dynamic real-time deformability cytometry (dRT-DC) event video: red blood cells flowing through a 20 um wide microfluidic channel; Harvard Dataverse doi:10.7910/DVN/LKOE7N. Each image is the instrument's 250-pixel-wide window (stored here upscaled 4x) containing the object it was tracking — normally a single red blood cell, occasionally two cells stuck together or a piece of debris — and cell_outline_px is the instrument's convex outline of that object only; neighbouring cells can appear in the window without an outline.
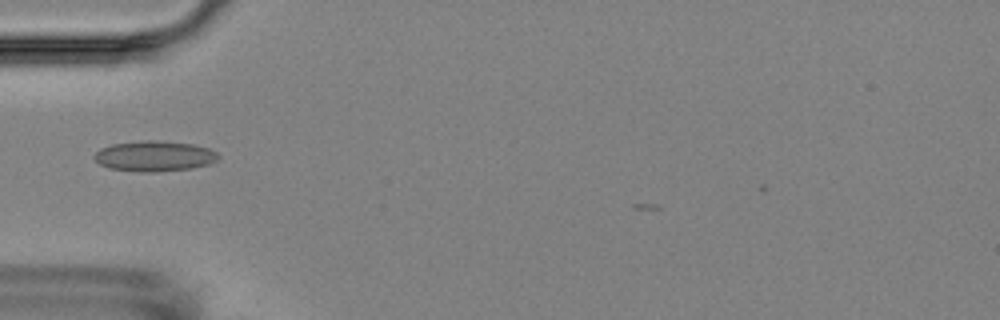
{"species": "Egyptian fruit bat (a non-hibernating species)", "species_latin": "Rousettus aegyptiacus", "temperature_condition": "room temperature", "stored_images_in_passage": 3, "camera_frame_rate_fps": 3000, "um_per_image_px": 0.085, "animal": {"sex": "female"}, "frame": {"image": 1, "passage_image": 3, "time_ms": 2.333, "image_size_px": [1000, 320], "cell_outline_px": [[220, 156], [216, 160], [208, 164], [192, 168], [156, 172], [140, 172], [108, 168], [100, 164], [92, 156], [100, 148], [112, 144], [144, 140], [156, 140], [192, 144], [208, 148], [216, 152]], "centroid_in_image_um": [13.1, 13.27], "position_along_channel_um": 71.9, "area_um2": 22.02}}